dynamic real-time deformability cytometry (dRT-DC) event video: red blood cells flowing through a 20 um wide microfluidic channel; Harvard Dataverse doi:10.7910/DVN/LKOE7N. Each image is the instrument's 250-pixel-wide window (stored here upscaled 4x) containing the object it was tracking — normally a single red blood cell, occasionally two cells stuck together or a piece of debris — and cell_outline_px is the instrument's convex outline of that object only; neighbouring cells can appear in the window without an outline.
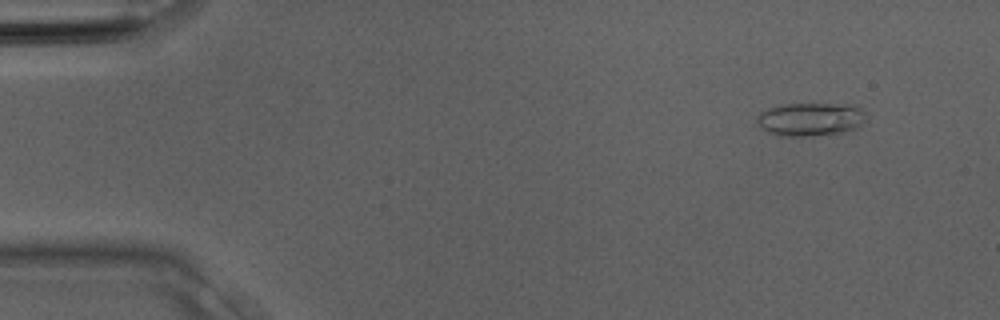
{"species": "Egyptian fruit bat (a non-hibernating species)", "species_latin": "Rousettus aegyptiacus", "temperature_condition": "room temperature", "stored_images_in_passage": 3, "camera_frame_rate_fps": 3000, "um_per_image_px": 0.085, "animal": {"sex": "male"}, "frame": {"image": 1, "passage_image": 1, "time_ms": 0.0, "image_size_px": [1000, 320], "cell_outline_px": [[864, 124], [856, 128], [844, 132], [808, 136], [780, 136], [768, 132], [760, 128], [756, 120], [756, 116], [760, 112], [768, 108], [788, 104], [852, 104], [860, 108], [864, 112]], "centroid_in_image_um": [68.87, 10.14], "position_along_channel_um": 16.1, "area_um2": 21.27}}